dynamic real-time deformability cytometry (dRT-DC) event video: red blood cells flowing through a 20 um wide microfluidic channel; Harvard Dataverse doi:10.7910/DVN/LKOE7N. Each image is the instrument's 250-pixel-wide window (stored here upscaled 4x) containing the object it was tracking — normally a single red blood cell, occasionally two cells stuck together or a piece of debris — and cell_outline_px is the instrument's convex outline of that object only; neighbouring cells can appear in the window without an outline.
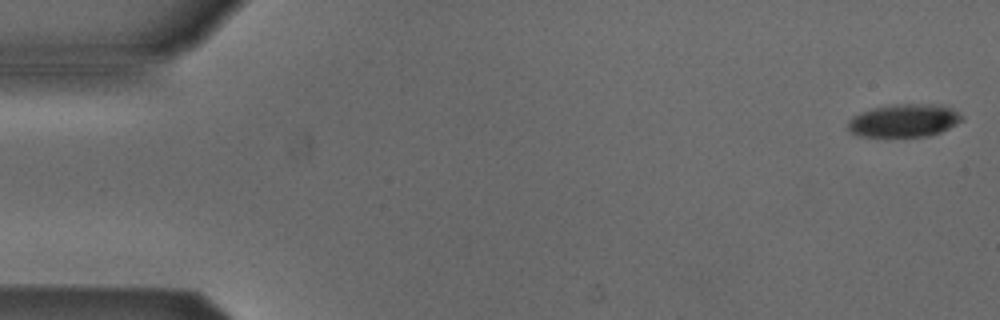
{"species": "Egyptian fruit bat (a non-hibernating species)", "species_latin": "Rousettus aegyptiacus", "temperature_condition": "cold", "stored_images_in_passage": 6, "camera_frame_rate_fps": 3000, "um_per_image_px": 0.085, "animal": {"sex": "male"}, "frame": {"image": 1, "passage_image": 1, "time_ms": 0.0, "image_size_px": [1000, 320], "cell_outline_px": [[964, 120], [940, 132], [928, 136], [856, 136], [848, 132], [848, 120], [852, 116], [876, 108], [904, 104], [940, 104], [952, 108], [964, 116]], "centroid_in_image_um": [76.87, 10.26], "position_along_channel_um": 8.1, "area_um2": 21.73}}
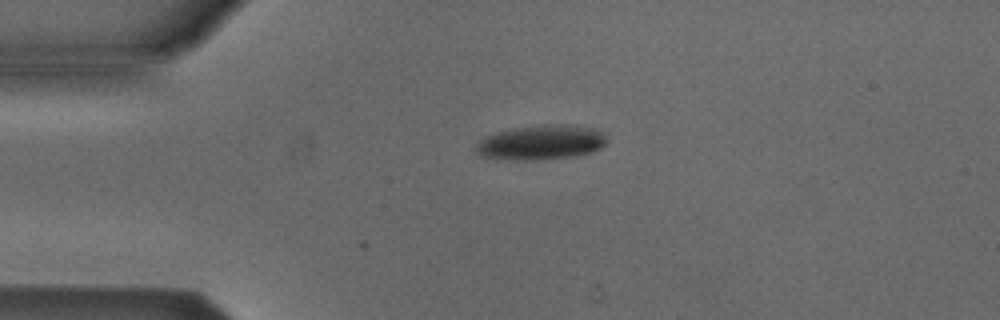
{"frame": {"image": 2, "passage_image": 4, "time_ms": 3.667, "image_size_px": [1000, 320], "cell_outline_px": [[608, 140], [600, 148], [592, 152], [572, 156], [524, 160], [516, 160], [480, 156], [476, 152], [476, 144], [484, 136], [496, 132], [512, 128], [544, 124], [564, 124], [596, 128]], "centroid_in_image_um": [45.97, 12.08], "position_along_channel_um": 39.0, "area_um2": 26.3}}